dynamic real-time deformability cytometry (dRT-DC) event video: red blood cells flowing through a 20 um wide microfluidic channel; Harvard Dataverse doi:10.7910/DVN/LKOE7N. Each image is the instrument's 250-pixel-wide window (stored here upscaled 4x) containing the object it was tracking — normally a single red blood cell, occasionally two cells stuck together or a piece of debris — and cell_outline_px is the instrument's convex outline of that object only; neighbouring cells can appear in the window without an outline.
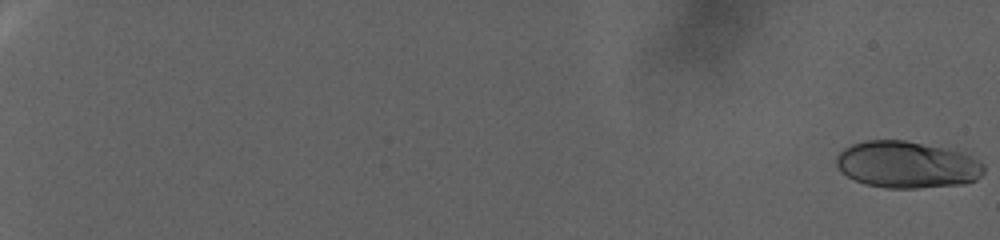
{"species": "human", "species_latin": "Homo sapiens", "temperature_condition": "warm", "stored_images_in_passage": 24, "camera_frame_rate_fps": 3000, "um_per_image_px": 0.085, "donor": {"sex": "female"}, "frame": {"image": 1, "passage_image": 1, "time_ms": 0.0, "image_size_px": [1000, 240], "cell_outline_px": [[984, 172], [976, 180], [964, 184], [920, 188], [884, 188], [864, 184], [840, 172], [836, 164], [836, 156], [844, 148], [852, 144], [864, 140], [904, 140], [948, 148], [972, 156], [984, 164]], "centroid_in_image_um": [77.09, 14.0], "position_along_channel_um": 7.9, "area_um2": 40.58}}